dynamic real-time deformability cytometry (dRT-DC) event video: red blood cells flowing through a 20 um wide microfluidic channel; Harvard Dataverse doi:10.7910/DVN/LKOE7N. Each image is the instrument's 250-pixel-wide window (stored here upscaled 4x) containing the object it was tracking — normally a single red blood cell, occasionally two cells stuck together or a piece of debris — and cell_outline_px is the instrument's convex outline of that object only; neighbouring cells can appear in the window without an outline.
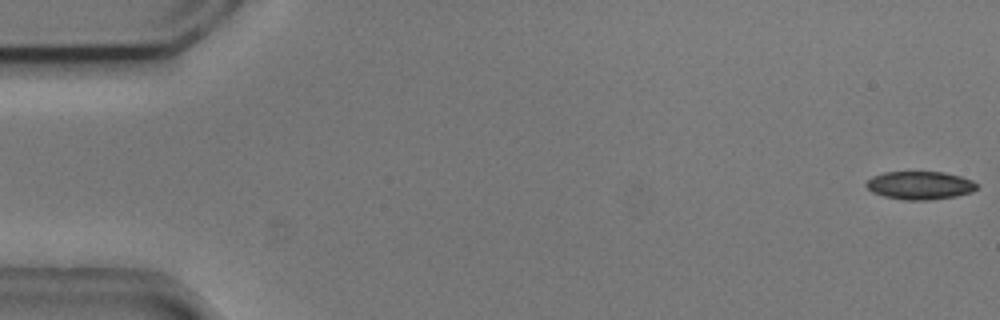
{"species": "common noctule bat (a hibernating species)", "species_latin": "Nyctalus noctula", "temperature_condition": "cold", "stored_images_in_passage": 16, "camera_frame_rate_fps": 3000, "um_per_image_px": 0.085, "animal": {"sex": "male", "body_mass_g": 20.5, "forearm_length_mm": 52.5}, "frame": {"image": 1, "passage_image": 1, "time_ms": 0.0, "image_size_px": [1000, 320], "cell_outline_px": [[976, 188], [972, 192], [956, 196], [924, 200], [904, 200], [884, 196], [872, 192], [864, 184], [872, 176], [884, 172], [944, 172], [960, 176], [972, 180], [976, 184]], "centroid_in_image_um": [78.17, 15.75], "position_along_channel_um": 6.8, "area_um2": 18.03}}
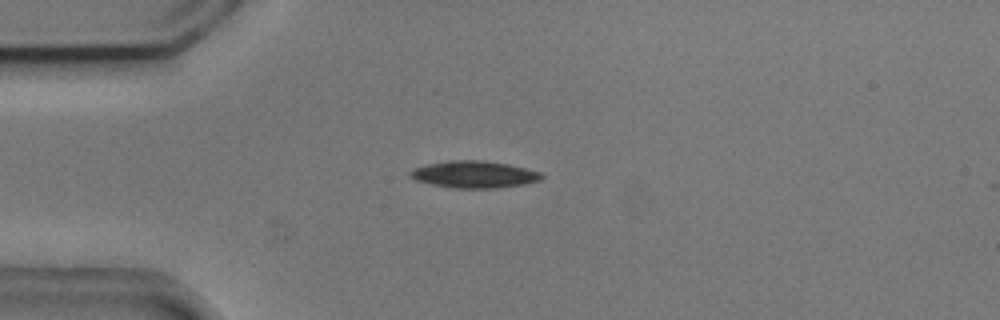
{"frame": {"image": 2, "passage_image": 14, "time_ms": 4.333, "image_size_px": [1000, 320], "cell_outline_px": [[544, 176], [540, 180], [524, 184], [496, 188], [452, 188], [432, 184], [416, 180], [408, 176], [408, 172], [412, 168], [428, 164], [448, 160], [484, 160], [508, 164], [540, 172]], "centroid_in_image_um": [40.26, 14.82], "position_along_channel_um": 44.7, "area_um2": 20.69}}